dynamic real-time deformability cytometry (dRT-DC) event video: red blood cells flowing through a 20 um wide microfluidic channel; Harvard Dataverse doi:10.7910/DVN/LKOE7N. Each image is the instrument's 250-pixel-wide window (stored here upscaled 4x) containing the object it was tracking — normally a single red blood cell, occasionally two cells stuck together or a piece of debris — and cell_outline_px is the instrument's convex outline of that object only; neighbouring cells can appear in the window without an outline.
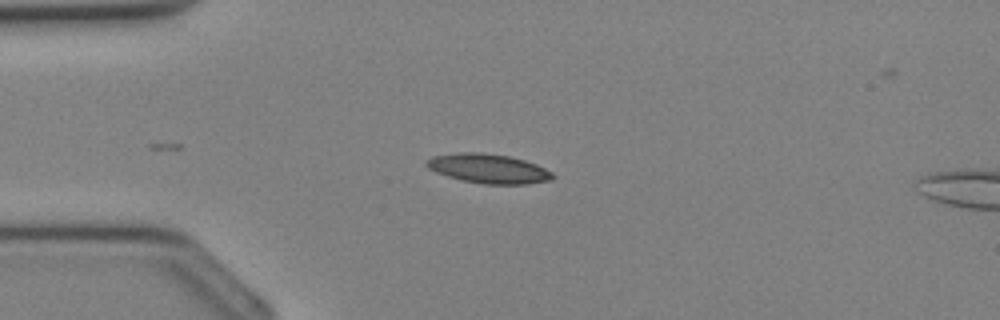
{"species": "Egyptian fruit bat (a non-hibernating species)", "species_latin": "Rousettus aegyptiacus", "temperature_condition": "cold", "stored_images_in_passage": 27, "camera_frame_rate_fps": 3000, "um_per_image_px": 0.085, "animal": {"sex": "female"}, "frame": {"image": 1, "passage_image": 2, "time_ms": 0.333, "image_size_px": [1000, 320], "cell_outline_px": [[556, 176], [552, 180], [528, 184], [484, 184], [460, 180], [436, 172], [428, 168], [424, 164], [424, 160], [432, 156], [460, 152], [480, 152], [508, 156], [524, 160], [536, 164], [552, 172]], "centroid_in_image_um": [41.5, 14.33], "position_along_channel_um": 43.5, "area_um2": 21.73}}
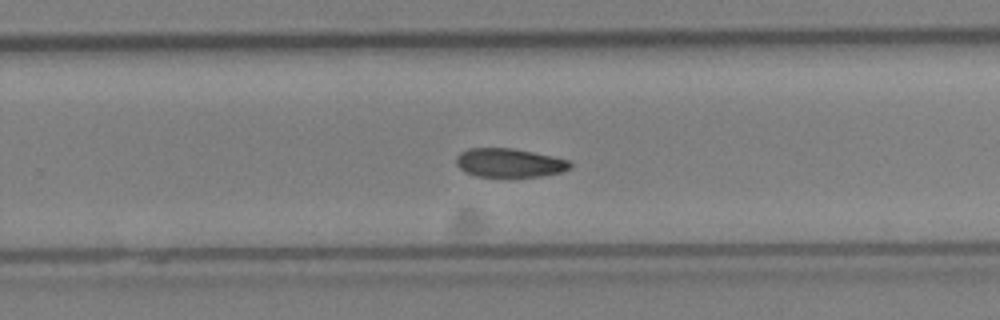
{"frame": {"image": 2, "passage_image": 16, "time_ms": 5.0, "image_size_px": [1000, 320], "cell_outline_px": [[572, 168], [560, 172], [540, 176], [476, 176], [460, 168], [456, 164], [456, 156], [460, 152], [468, 148], [512, 148], [552, 156], [568, 160], [572, 164]], "centroid_in_image_um": [43.29, 13.83], "position_along_channel_um": 286.5, "area_um2": 18.9}}
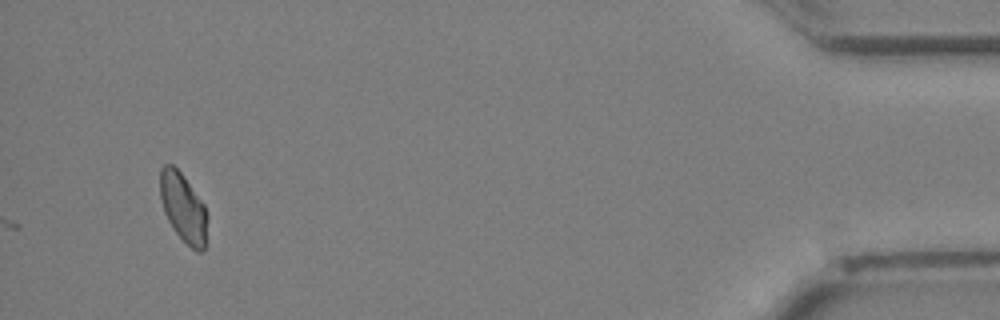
{"frame": {"image": 3, "passage_image": 27, "time_ms": 8.667, "image_size_px": [1000, 320], "cell_outline_px": [[208, 220], [204, 248], [200, 252], [196, 252], [172, 228], [164, 212], [160, 196], [160, 168], [164, 164], [172, 164], [184, 176], [204, 204], [208, 216]], "centroid_in_image_um": [15.58, 17.63], "position_along_channel_um": 419.6, "area_um2": 18.96}}